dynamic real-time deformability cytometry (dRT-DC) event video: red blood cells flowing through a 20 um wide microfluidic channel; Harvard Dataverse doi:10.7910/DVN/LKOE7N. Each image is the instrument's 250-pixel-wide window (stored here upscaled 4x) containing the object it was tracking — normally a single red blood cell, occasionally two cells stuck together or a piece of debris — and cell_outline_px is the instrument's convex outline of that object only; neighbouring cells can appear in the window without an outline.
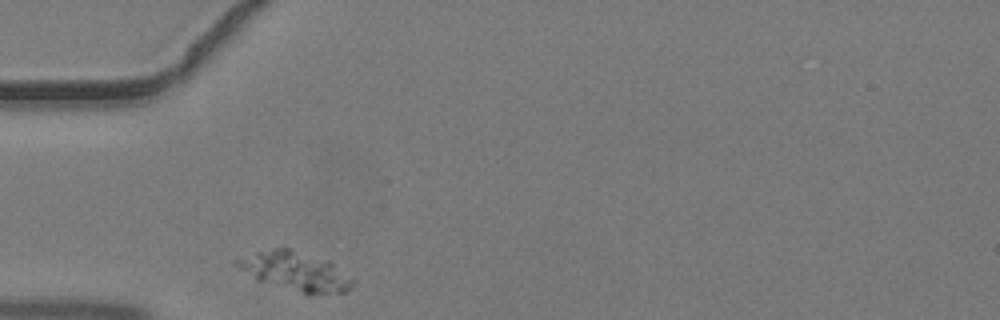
{"species": "common noctule bat (a hibernating species)", "species_latin": "Nyctalus noctula", "temperature_condition": "warm", "stored_images_in_passage": 24, "camera_frame_rate_fps": 3000, "um_per_image_px": 0.085, "animal": {"sex": "male", "body_mass_g": 19.2, "forearm_length_mm": 51.8}, "frame": {"image": 1, "passage_image": 1, "time_ms": 0.0, "image_size_px": [1000, 320], "cell_outline_px": [[356, 280], [344, 292], [308, 296], [256, 280], [236, 264], [236, 260], [256, 252], [284, 244], [332, 260]], "centroid_in_image_um": [25.2, 23.03], "position_along_channel_um": 59.8, "area_um2": 27.4}}
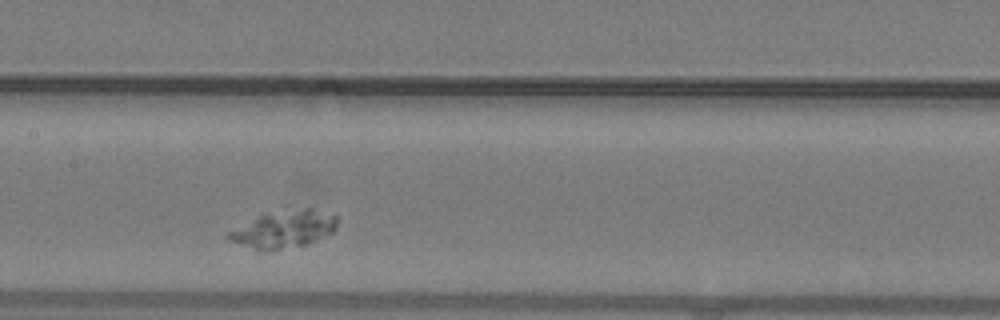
{"frame": {"image": 2, "passage_image": 10, "time_ms": 3.0, "image_size_px": [1000, 320], "cell_outline_px": [[336, 228], [332, 232], [308, 244], [280, 248], [256, 248], [228, 240], [228, 232], [264, 212], [308, 208], [312, 208], [336, 216]], "centroid_in_image_um": [24.15, 19.43], "position_along_channel_um": 183.2, "area_um2": 22.77}}
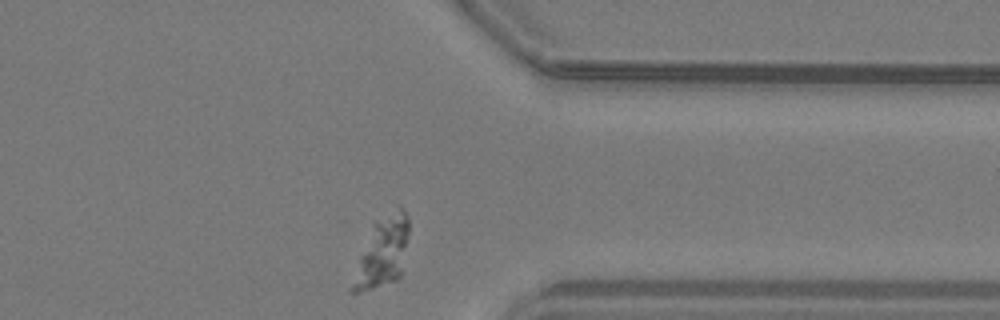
{"frame": {"image": 3, "passage_image": 24, "time_ms": 7.667, "image_size_px": [1000, 320], "cell_outline_px": [[408, 232], [400, 276], [396, 280], [360, 292], [348, 292], [348, 288], [372, 224], [376, 220], [400, 208], [408, 216]], "centroid_in_image_um": [32.45, 21.49], "position_along_channel_um": 378.9, "area_um2": 22.25}}